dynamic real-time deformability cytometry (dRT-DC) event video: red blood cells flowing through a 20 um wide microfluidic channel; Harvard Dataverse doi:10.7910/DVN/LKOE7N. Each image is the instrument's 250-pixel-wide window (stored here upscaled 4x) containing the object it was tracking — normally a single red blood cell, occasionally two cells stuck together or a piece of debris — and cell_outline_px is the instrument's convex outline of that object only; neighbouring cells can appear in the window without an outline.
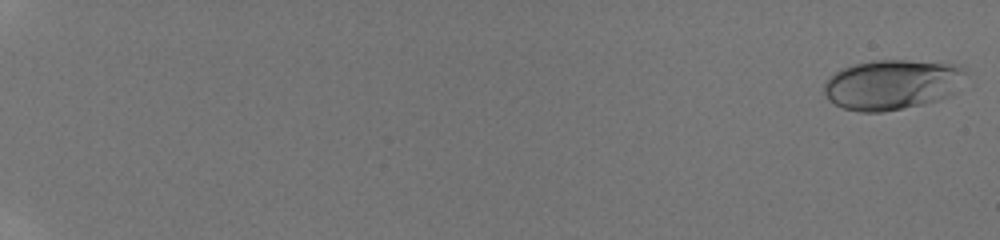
{"species": "human", "species_latin": "Homo sapiens", "temperature_condition": "room temperature", "stored_images_in_passage": 19, "camera_frame_rate_fps": 3000, "um_per_image_px": 0.085, "donor": {"sex": "male"}, "frame": {"image": 1, "passage_image": 1, "time_ms": 0.0, "image_size_px": [1000, 240], "cell_outline_px": [[968, 72], [952, 92], [948, 96], [936, 100], [920, 104], [884, 112], [860, 112], [844, 108], [828, 100], [824, 92], [824, 84], [828, 76], [844, 68], [856, 64], [872, 60], [904, 60], [948, 64], [964, 68]], "centroid_in_image_um": [75.77, 7.19], "position_along_channel_um": 9.2, "area_um2": 40.75}}
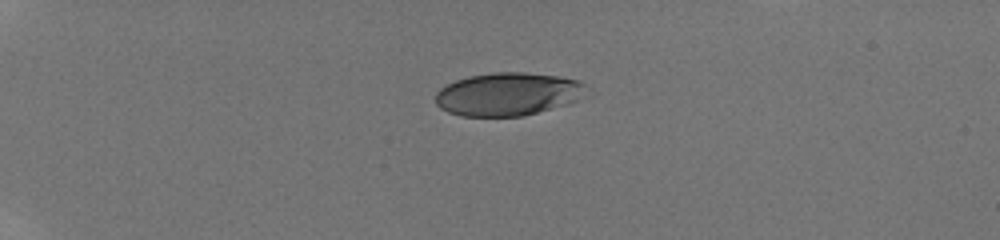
{"frame": {"image": 2, "passage_image": 13, "time_ms": 5.0, "image_size_px": [1000, 240], "cell_outline_px": [[584, 84], [576, 100], [568, 104], [524, 116], [460, 116], [448, 112], [440, 108], [436, 104], [436, 92], [440, 88], [456, 80], [468, 76], [492, 72], [524, 72], [556, 76], [580, 80]], "centroid_in_image_um": [43.09, 8.0], "position_along_channel_um": 41.9, "area_um2": 37.57}}
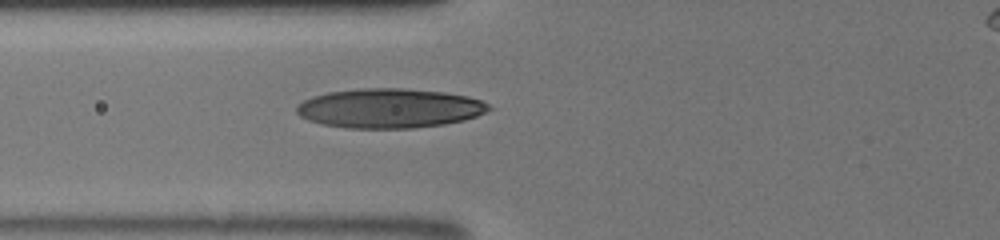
{"frame": {"image": 3, "passage_image": 19, "time_ms": 8.0, "image_size_px": [1000, 240], "cell_outline_px": [[492, 108], [476, 116], [464, 120], [444, 124], [416, 128], [348, 128], [320, 124], [308, 120], [300, 116], [296, 112], [296, 104], [312, 96], [328, 92], [360, 88], [404, 88], [444, 92], [468, 96], [480, 100], [488, 104]], "centroid_in_image_um": [33.07, 9.2], "position_along_channel_um": 92.7, "area_um2": 44.39}}